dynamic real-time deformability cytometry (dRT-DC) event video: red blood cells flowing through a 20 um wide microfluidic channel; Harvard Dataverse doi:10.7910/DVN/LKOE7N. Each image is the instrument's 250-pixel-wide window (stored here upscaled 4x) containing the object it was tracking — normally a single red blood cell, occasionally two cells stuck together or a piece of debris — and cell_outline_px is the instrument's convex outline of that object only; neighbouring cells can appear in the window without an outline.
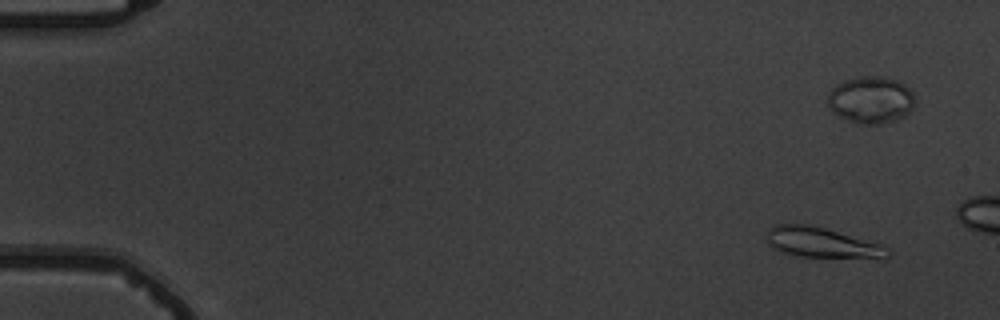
{"species": "common noctule bat (a hibernating species)", "species_latin": "Nyctalus noctula", "temperature_condition": "warm", "stored_images_in_passage": 5, "camera_frame_rate_fps": 3000, "um_per_image_px": 0.085, "animal": {"sex": "male", "body_mass_g": 19.5, "forearm_length_mm": 54.6}, "frame": {"image": 1, "passage_image": 2, "time_ms": 1.333, "image_size_px": [1000, 320], "cell_outline_px": [[892, 252], [888, 260], [800, 256], [784, 252], [776, 248], [768, 240], [768, 232], [776, 224], [808, 224], [824, 228], [880, 244], [888, 248]], "centroid_in_image_um": [70.03, 20.67], "position_along_channel_um": 15.0, "area_um2": 21.33}}